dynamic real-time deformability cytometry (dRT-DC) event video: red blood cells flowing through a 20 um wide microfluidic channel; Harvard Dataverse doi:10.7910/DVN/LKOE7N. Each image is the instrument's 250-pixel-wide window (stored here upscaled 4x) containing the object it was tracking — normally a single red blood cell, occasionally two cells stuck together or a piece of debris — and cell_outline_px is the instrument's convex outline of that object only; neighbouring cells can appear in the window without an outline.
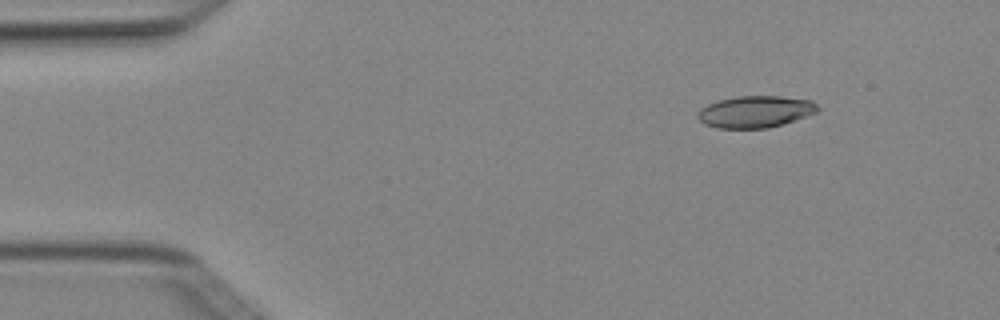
{"species": "Egyptian fruit bat (a non-hibernating species)", "species_latin": "Rousettus aegyptiacus", "temperature_condition": "cold", "stored_images_in_passage": 5, "camera_frame_rate_fps": 3000, "um_per_image_px": 0.085, "animal": {"sex": "female"}, "frame": {"image": 1, "passage_image": 2, "time_ms": 0.333, "image_size_px": [1000, 320], "cell_outline_px": [[820, 108], [816, 112], [768, 128], [716, 128], [704, 124], [696, 116], [696, 112], [700, 108], [708, 104], [720, 100], [740, 96], [780, 96], [812, 100]], "centroid_in_image_um": [64.16, 9.49], "position_along_channel_um": 20.8, "area_um2": 22.02}}
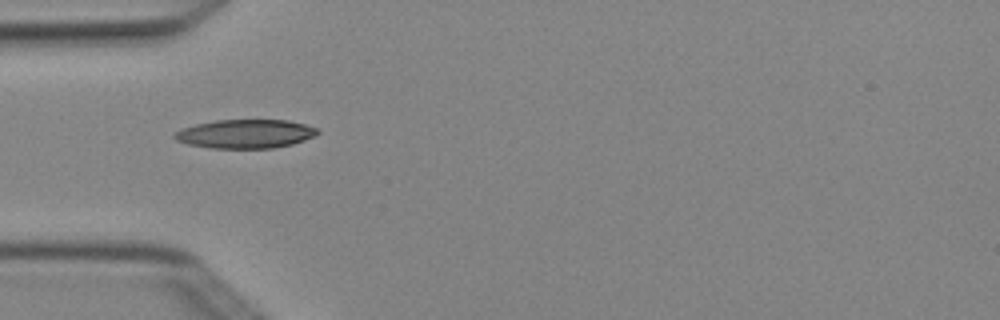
{"frame": {"image": 2, "passage_image": 4, "time_ms": 1.0, "image_size_px": [1000, 320], "cell_outline_px": [[320, 132], [316, 136], [292, 144], [272, 148], [212, 148], [188, 144], [176, 140], [172, 136], [180, 128], [196, 124], [216, 120], [288, 120], [304, 124], [316, 128]], "centroid_in_image_um": [20.85, 11.37], "position_along_channel_um": 64.1, "area_um2": 23.99}}
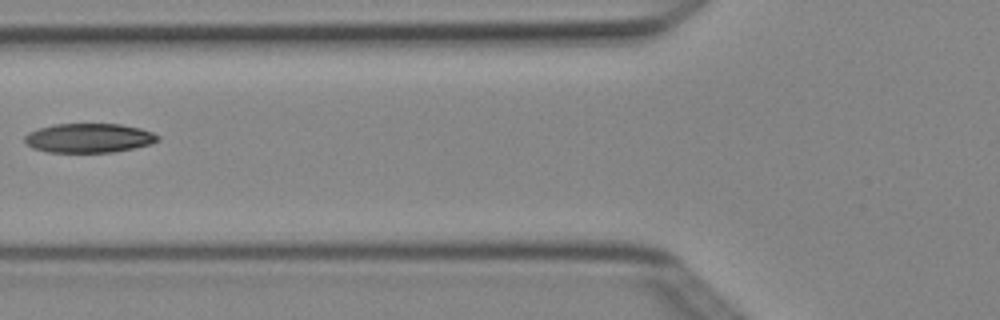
{"frame": {"image": 3, "passage_image": 5, "time_ms": 1.333, "image_size_px": [1000, 320], "cell_outline_px": [[160, 140], [148, 144], [132, 148], [112, 152], [48, 152], [32, 148], [24, 140], [24, 136], [28, 132], [40, 128], [56, 124], [120, 124], [140, 128], [152, 132], [160, 136]], "centroid_in_image_um": [7.55, 11.73], "position_along_channel_um": 118.3, "area_um2": 22.54}}